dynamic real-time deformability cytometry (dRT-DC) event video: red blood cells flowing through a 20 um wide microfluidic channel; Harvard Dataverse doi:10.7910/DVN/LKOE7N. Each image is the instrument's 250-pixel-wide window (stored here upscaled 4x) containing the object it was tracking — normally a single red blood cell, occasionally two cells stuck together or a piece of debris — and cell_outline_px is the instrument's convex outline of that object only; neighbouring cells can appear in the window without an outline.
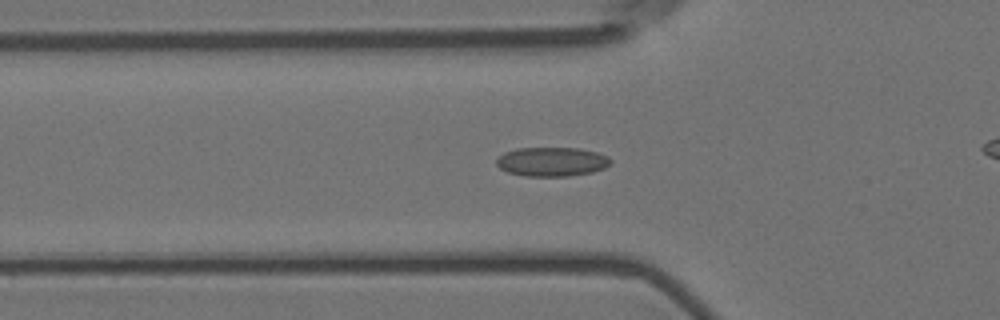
{"species": "Egyptian fruit bat (a non-hibernating species)", "species_latin": "Rousettus aegyptiacus", "temperature_condition": "room temperature", "stored_images_in_passage": 56, "camera_frame_rate_fps": 3000, "um_per_image_px": 0.085, "animal": {"sex": "female"}, "frame": {"image": 1, "passage_image": 18, "time_ms": 5.667, "image_size_px": [1000, 320], "cell_outline_px": [[612, 160], [604, 168], [592, 172], [568, 176], [524, 176], [508, 172], [500, 168], [496, 164], [496, 160], [504, 152], [516, 148], [580, 148], [596, 152], [608, 156]], "centroid_in_image_um": [46.89, 13.74], "position_along_channel_um": 78.9, "area_um2": 19.36}}
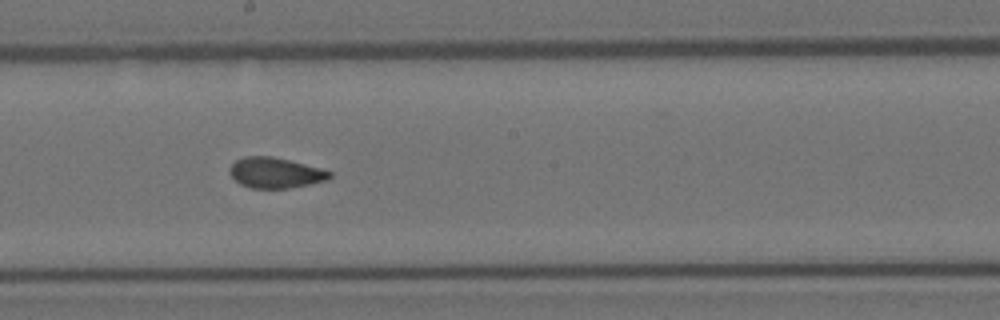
{"frame": {"image": 2, "passage_image": 30, "time_ms": 9.667, "image_size_px": [1000, 320], "cell_outline_px": [[332, 176], [328, 180], [288, 188], [252, 188], [240, 184], [228, 172], [228, 168], [236, 160], [244, 156], [272, 156], [320, 168], [332, 172]], "centroid_in_image_um": [23.39, 14.68], "position_along_channel_um": 224.8, "area_um2": 17.69}}
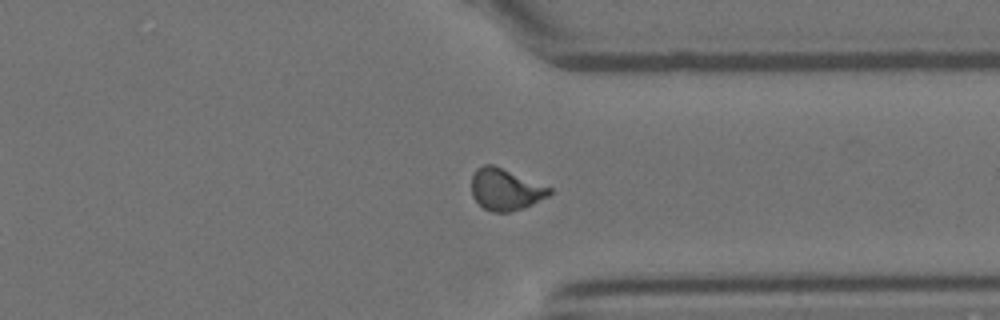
{"frame": {"image": 3, "passage_image": 42, "time_ms": 13.667, "image_size_px": [1000, 320], "cell_outline_px": [[552, 192], [548, 196], [524, 208], [508, 212], [492, 212], [484, 208], [472, 196], [472, 176], [476, 168], [484, 164], [492, 164], [552, 188]], "centroid_in_image_um": [42.95, 16.1], "position_along_channel_um": 368.4, "area_um2": 18.73}, "authors_computed_cell_mechanics": {"area_um2": 18.4671, "velocity_mm_per_s": 3.6255, "shape_relaxation_time_tau1_ms": null, "shape_relaxation_time_tau2_ms": 1.4055, "deformation_change_tau1": null, "deformation_change_tau2": 0.0626}}